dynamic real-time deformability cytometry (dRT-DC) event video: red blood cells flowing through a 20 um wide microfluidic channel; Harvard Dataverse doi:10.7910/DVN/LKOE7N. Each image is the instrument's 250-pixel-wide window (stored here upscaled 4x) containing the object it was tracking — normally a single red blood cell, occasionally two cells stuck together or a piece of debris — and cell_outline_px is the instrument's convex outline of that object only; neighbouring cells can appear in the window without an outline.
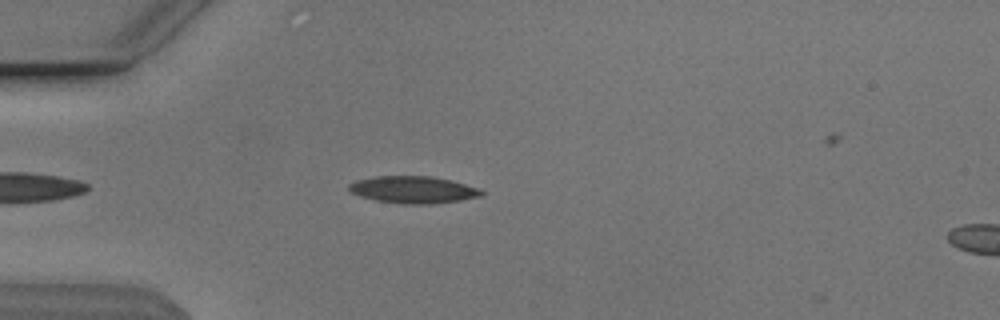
{"species": "Egyptian fruit bat (a non-hibernating species)", "species_latin": "Rousettus aegyptiacus", "temperature_condition": "cold", "stored_images_in_passage": 8, "camera_frame_rate_fps": 3000, "um_per_image_px": 0.085, "animal": {"sex": "male"}, "frame": {"image": 1, "passage_image": 6, "time_ms": 1.667, "image_size_px": [1000, 320], "cell_outline_px": [[484, 192], [480, 196], [460, 200], [436, 204], [400, 204], [376, 200], [360, 196], [348, 192], [348, 184], [356, 180], [376, 176], [432, 176], [452, 180], [480, 188]], "centroid_in_image_um": [35.11, 16.12], "position_along_channel_um": 49.9, "area_um2": 21.15}}